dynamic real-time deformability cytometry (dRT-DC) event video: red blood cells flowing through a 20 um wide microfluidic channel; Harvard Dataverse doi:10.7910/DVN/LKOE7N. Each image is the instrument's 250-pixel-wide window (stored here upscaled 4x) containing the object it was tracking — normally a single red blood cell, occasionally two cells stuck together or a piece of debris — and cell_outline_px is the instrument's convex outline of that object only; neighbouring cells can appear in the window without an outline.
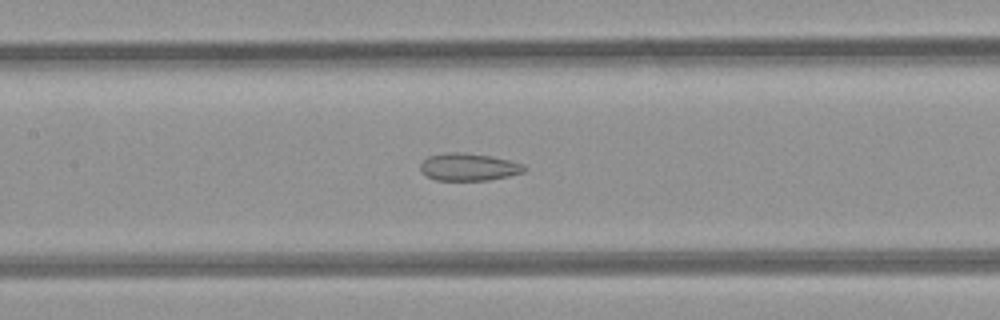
{"species": "common noctule bat (a hibernating species)", "species_latin": "Nyctalus noctula", "temperature_condition": "room temperature", "stored_images_in_passage": 38, "camera_frame_rate_fps": 3000, "um_per_image_px": 0.085, "animal": {"sex": "female", "body_mass_g": 21.9}, "frame": {"image": 1, "passage_image": 11, "time_ms": 3.333, "image_size_px": [1000, 320], "cell_outline_px": [[528, 168], [524, 172], [508, 176], [488, 180], [436, 180], [420, 172], [420, 164], [428, 156], [492, 156], [524, 164]], "centroid_in_image_um": [39.91, 14.26], "position_along_channel_um": 167.5, "area_um2": 15.55}}
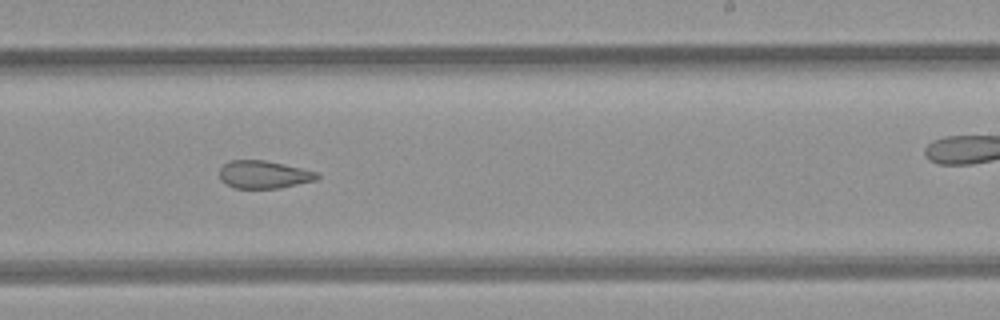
{"frame": {"image": 2, "passage_image": 18, "time_ms": 5.667, "image_size_px": [1000, 320], "cell_outline_px": [[320, 176], [316, 180], [280, 188], [236, 188], [220, 180], [220, 168], [228, 160], [264, 160], [284, 164], [320, 172]], "centroid_in_image_um": [22.45, 14.83], "position_along_channel_um": 266.5, "area_um2": 15.84}}
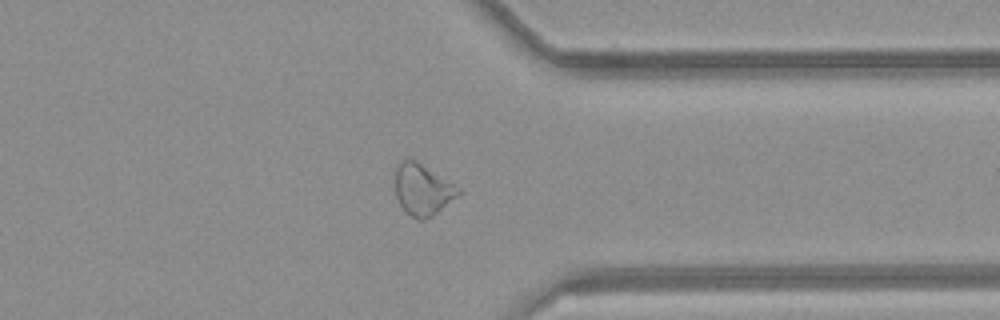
{"frame": {"image": 3, "passage_image": 26, "time_ms": 8.333, "image_size_px": [1000, 320], "cell_outline_px": [[460, 196], [432, 216], [424, 220], [420, 220], [412, 216], [400, 204], [396, 196], [392, 172], [396, 164], [400, 160], [416, 160], [460, 188]], "centroid_in_image_um": [35.88, 16.09], "position_along_channel_um": 375.5, "area_um2": 19.19}, "authors_computed_cell_mechanics": {"area_um2": 18.5827, "velocity_mm_per_s": 4.2584, "shape_relaxation_time_tau1_ms": null, "shape_relaxation_time_tau2_ms": 2.6494, "deformation_change_tau1": null, "deformation_change_tau2": 0.0862}}